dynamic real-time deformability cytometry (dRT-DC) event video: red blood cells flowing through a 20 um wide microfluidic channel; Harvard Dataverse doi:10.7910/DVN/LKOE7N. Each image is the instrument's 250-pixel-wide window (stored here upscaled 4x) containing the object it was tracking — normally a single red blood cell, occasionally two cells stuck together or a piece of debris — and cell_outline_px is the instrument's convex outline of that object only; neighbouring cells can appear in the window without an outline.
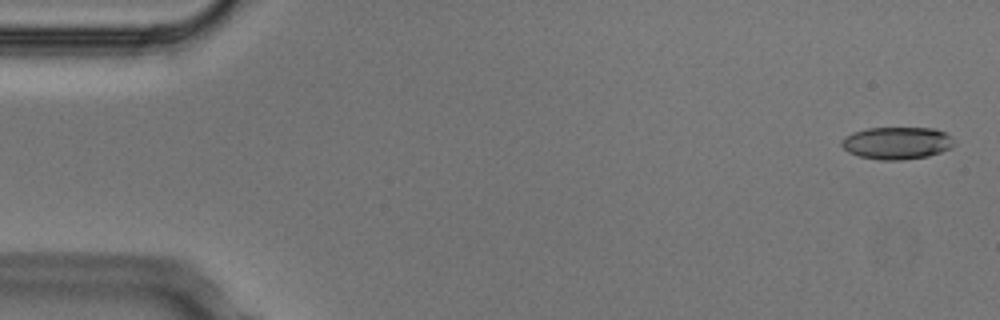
{"species": "Egyptian fruit bat (a non-hibernating species)", "species_latin": "Rousettus aegyptiacus", "temperature_condition": "cold", "stored_images_in_passage": 5, "camera_frame_rate_fps": 3000, "um_per_image_px": 0.085, "animal": {"sex": "male"}, "frame": {"image": 1, "passage_image": 1, "time_ms": 0.0, "image_size_px": [1000, 320], "cell_outline_px": [[956, 144], [952, 148], [928, 156], [900, 160], [880, 160], [860, 156], [848, 152], [840, 144], [840, 140], [844, 136], [852, 132], [868, 128], [932, 128], [944, 132], [956, 140]], "centroid_in_image_um": [76.24, 12.15], "position_along_channel_um": 8.8, "area_um2": 21.39}}
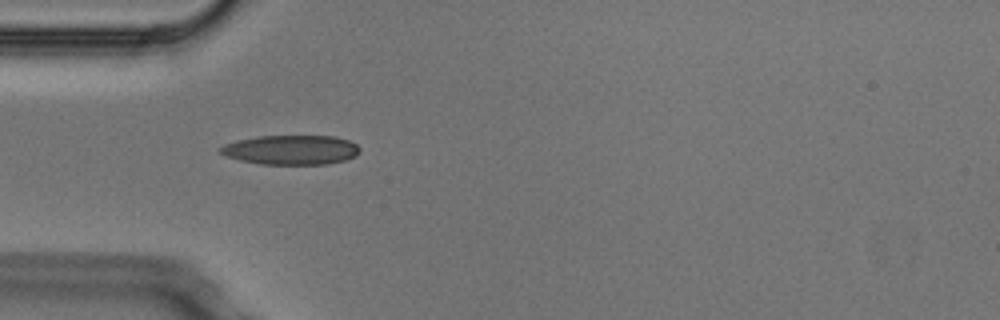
{"frame": {"image": 2, "passage_image": 5, "time_ms": 1.333, "image_size_px": [1000, 320], "cell_outline_px": [[360, 152], [356, 156], [344, 160], [328, 164], [260, 164], [240, 160], [228, 156], [220, 152], [220, 148], [224, 144], [236, 140], [256, 136], [336, 136], [348, 140], [356, 144], [360, 148]], "centroid_in_image_um": [24.76, 12.73], "position_along_channel_um": 60.2, "area_um2": 23.99}}